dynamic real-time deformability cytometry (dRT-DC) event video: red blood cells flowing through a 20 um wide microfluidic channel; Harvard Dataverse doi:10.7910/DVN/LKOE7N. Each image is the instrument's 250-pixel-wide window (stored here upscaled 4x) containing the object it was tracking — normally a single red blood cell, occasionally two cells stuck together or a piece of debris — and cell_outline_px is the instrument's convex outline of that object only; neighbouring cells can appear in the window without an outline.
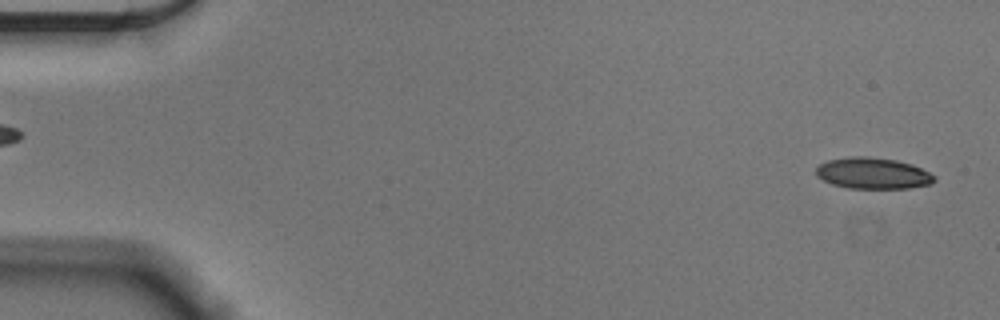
{"species": "Egyptian fruit bat (a non-hibernating species)", "species_latin": "Rousettus aegyptiacus", "temperature_condition": "cold", "stored_images_in_passage": 55, "camera_frame_rate_fps": 3000, "um_per_image_px": 0.085, "animal": {"sex": "male"}, "frame": {"image": 1, "passage_image": 2, "time_ms": 0.333, "image_size_px": [1000, 320], "cell_outline_px": [[936, 180], [932, 184], [908, 188], [848, 188], [832, 184], [816, 176], [816, 168], [820, 164], [828, 160], [848, 156], [868, 156], [896, 160], [912, 164], [936, 176]], "centroid_in_image_um": [74.2, 14.72], "position_along_channel_um": 10.8, "area_um2": 21.62}}
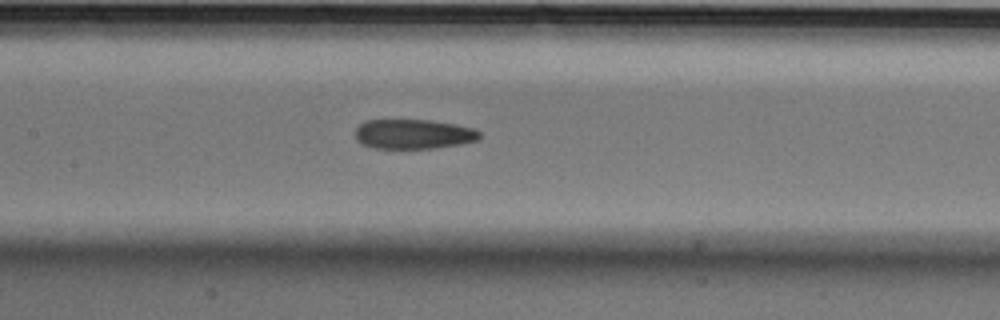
{"frame": {"image": 2, "passage_image": 26, "time_ms": 8.333, "image_size_px": [1000, 320], "cell_outline_px": [[480, 140], [460, 144], [436, 148], [372, 148], [360, 144], [356, 140], [352, 132], [364, 120], [432, 120], [456, 124], [472, 128], [480, 132]], "centroid_in_image_um": [35.09, 11.4], "position_along_channel_um": 172.3, "area_um2": 21.85}}
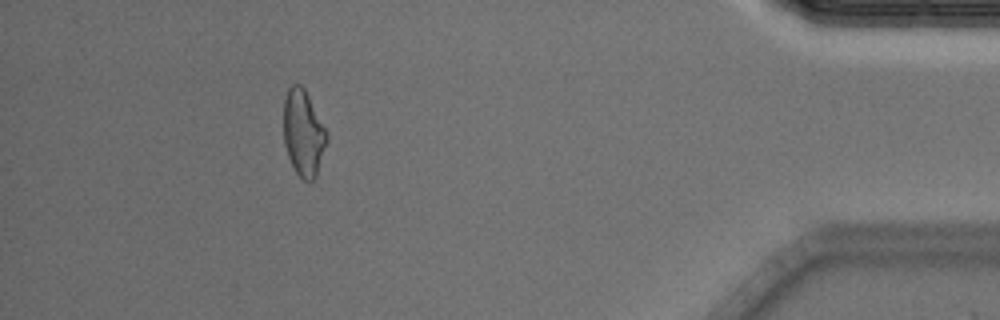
{"frame": {"image": 3, "passage_image": 50, "time_ms": 16.333, "image_size_px": [1000, 320], "cell_outline_px": [[328, 140], [316, 176], [312, 180], [304, 180], [296, 172], [288, 156], [284, 144], [284, 100], [288, 88], [292, 84], [300, 84], [304, 88], [328, 132]], "centroid_in_image_um": [25.79, 11.29], "position_along_channel_um": 409.4, "area_um2": 21.62}, "authors_computed_cell_mechanics": {"area_um2": 22.3686, "velocity_mm_per_s": 3.6153, "shape_relaxation_time_tau1_ms": null, "shape_relaxation_time_tau2_ms": 4.8746, "deformation_change_tau1": null, "deformation_change_tau2": 0.137}}